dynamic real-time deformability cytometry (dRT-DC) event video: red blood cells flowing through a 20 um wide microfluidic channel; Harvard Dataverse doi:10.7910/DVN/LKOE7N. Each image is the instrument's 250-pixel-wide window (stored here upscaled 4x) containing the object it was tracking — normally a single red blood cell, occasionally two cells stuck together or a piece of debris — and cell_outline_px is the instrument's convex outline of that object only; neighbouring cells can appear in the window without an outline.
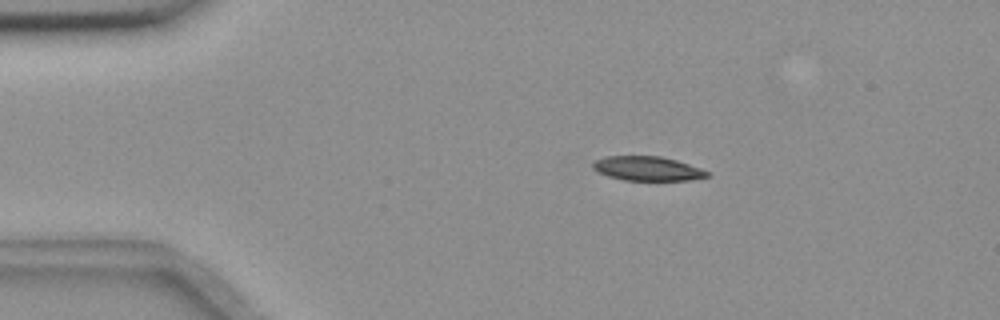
{"species": "common noctule bat (a hibernating species)", "species_latin": "Nyctalus noctula", "temperature_condition": "room temperature", "stored_images_in_passage": 46, "camera_frame_rate_fps": 3000, "um_per_image_px": 0.085, "animal": {"sex": "female", "body_mass_g": 18.4}, "frame": {"image": 1, "passage_image": 1, "time_ms": 0.0, "image_size_px": [1000, 320], "cell_outline_px": [[712, 176], [688, 180], [624, 180], [608, 176], [596, 172], [592, 168], [592, 164], [596, 160], [604, 156], [660, 156], [676, 160], [700, 168], [708, 172]], "centroid_in_image_um": [55.0, 14.33], "position_along_channel_um": 30.0, "area_um2": 16.18}}
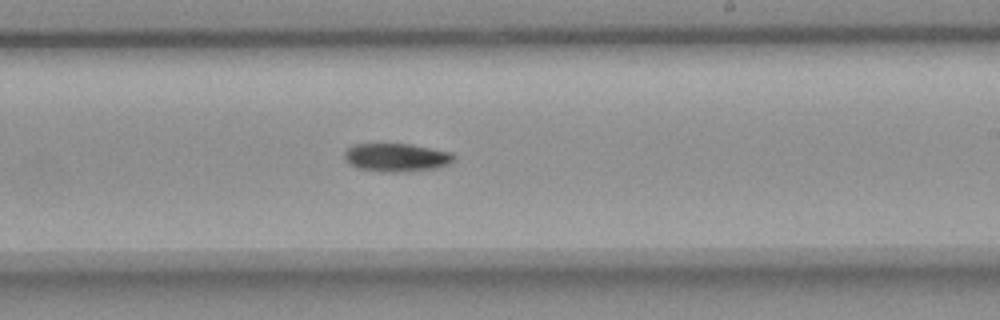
{"frame": {"image": 2, "passage_image": 24, "time_ms": 7.667, "image_size_px": [1000, 320], "cell_outline_px": [[456, 156], [448, 164], [436, 168], [404, 172], [384, 172], [360, 168], [344, 160], [344, 152], [352, 144], [412, 144], [452, 152]], "centroid_in_image_um": [33.71, 13.37], "position_along_channel_um": 255.3, "area_um2": 18.03}}
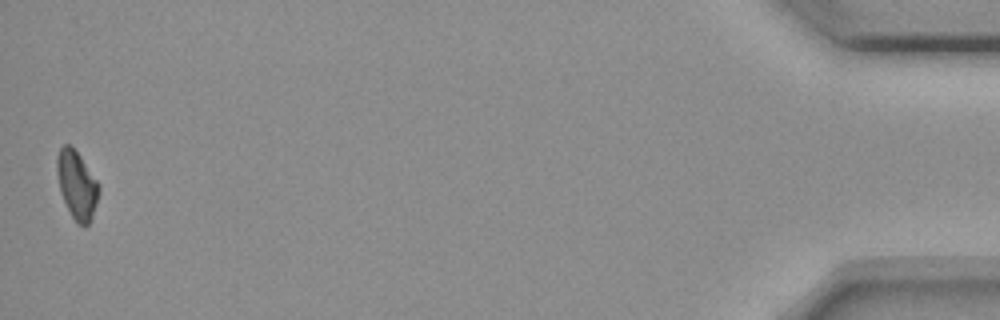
{"frame": {"image": 3, "passage_image": 46, "time_ms": 15.0, "image_size_px": [1000, 320], "cell_outline_px": [[100, 188], [92, 216], [88, 224], [76, 224], [60, 192], [56, 172], [56, 156], [60, 148], [64, 144], [68, 144], [80, 156], [100, 184]], "centroid_in_image_um": [6.51, 15.69], "position_along_channel_um": 428.7, "area_um2": 16.42}, "authors_computed_cell_mechanics": {"area_um2": 17.3978, "velocity_mm_per_s": 3.6319, "shape_relaxation_time_tau1_ms": 5.9648, "shape_relaxation_time_tau2_ms": null, "deformation_change_tau1": 0.1469, "deformation_change_tau2": null}}